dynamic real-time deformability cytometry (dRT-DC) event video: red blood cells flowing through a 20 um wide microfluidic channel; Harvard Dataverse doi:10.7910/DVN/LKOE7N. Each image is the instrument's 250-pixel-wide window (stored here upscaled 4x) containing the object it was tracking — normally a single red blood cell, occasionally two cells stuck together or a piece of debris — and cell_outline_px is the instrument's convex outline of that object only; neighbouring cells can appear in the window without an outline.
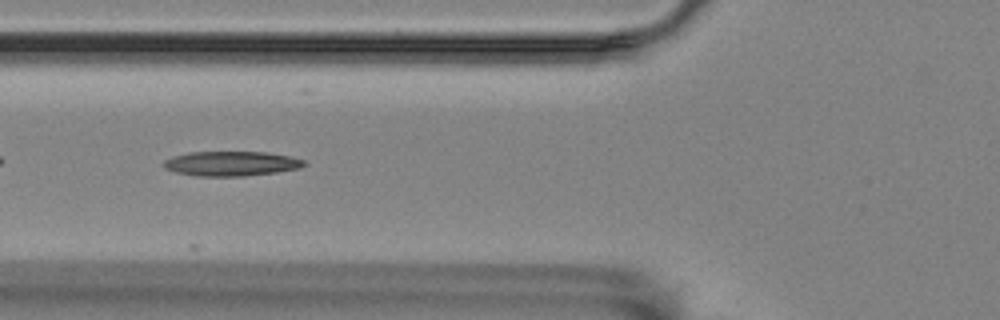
{"species": "Egyptian fruit bat (a non-hibernating species)", "species_latin": "Rousettus aegyptiacus", "temperature_condition": "room temperature", "stored_images_in_passage": 41, "camera_frame_rate_fps": 3000, "um_per_image_px": 0.085, "animal": {"sex": "female"}, "frame": {"image": 1, "passage_image": 6, "time_ms": 1.667, "image_size_px": [1000, 320], "cell_outline_px": [[308, 164], [300, 168], [276, 172], [244, 176], [196, 176], [176, 172], [164, 168], [164, 160], [172, 156], [188, 152], [264, 152], [288, 156], [304, 160]], "centroid_in_image_um": [19.64, 13.9], "position_along_channel_um": 106.2, "area_um2": 20.17}}
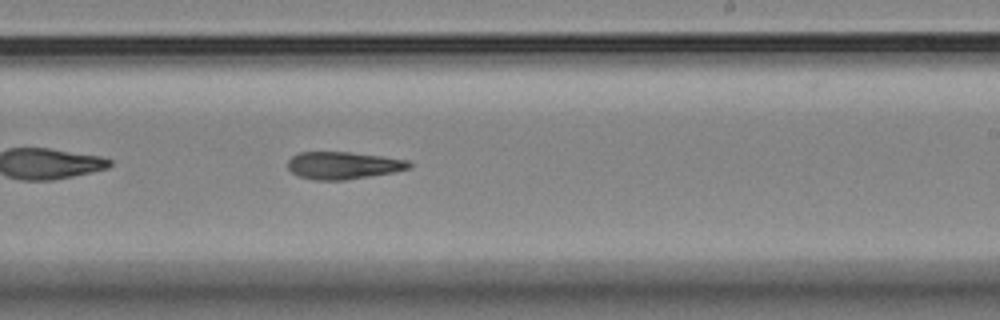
{"frame": {"image": 2, "passage_image": 19, "time_ms": 6.0, "image_size_px": [1000, 320], "cell_outline_px": [[412, 168], [392, 172], [344, 180], [316, 180], [300, 176], [292, 172], [288, 168], [288, 160], [292, 156], [300, 152], [348, 152], [380, 156], [408, 160], [412, 164]], "centroid_in_image_um": [29.17, 14.05], "position_along_channel_um": 259.8, "area_um2": 19.13}}
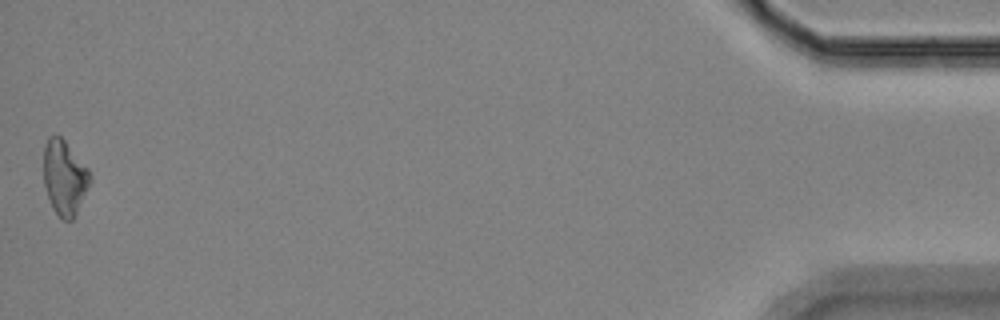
{"frame": {"image": 3, "passage_image": 41, "time_ms": 13.333, "image_size_px": [1000, 320], "cell_outline_px": [[92, 180], [72, 220], [60, 220], [52, 208], [44, 184], [44, 144], [48, 136], [60, 136], [64, 140], [88, 168], [92, 176]], "centroid_in_image_um": [5.48, 15.1], "position_along_channel_um": 429.7, "area_um2": 20.17}}